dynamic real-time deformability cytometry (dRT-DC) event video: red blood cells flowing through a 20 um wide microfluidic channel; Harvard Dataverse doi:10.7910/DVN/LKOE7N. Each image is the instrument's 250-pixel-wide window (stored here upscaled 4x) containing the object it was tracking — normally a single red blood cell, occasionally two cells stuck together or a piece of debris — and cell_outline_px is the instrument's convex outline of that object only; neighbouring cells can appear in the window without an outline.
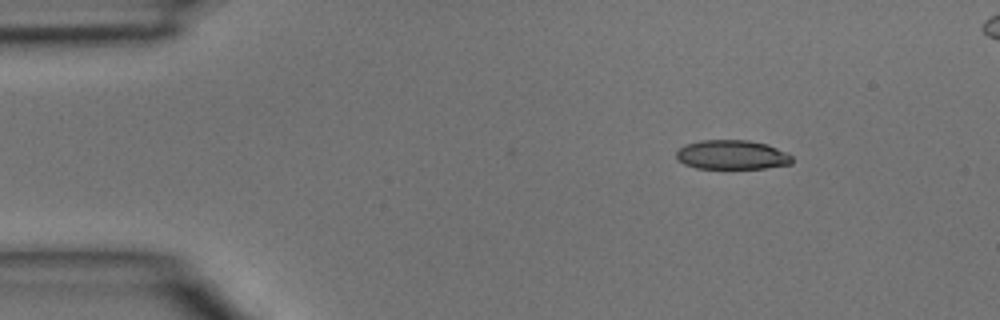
{"species": "common noctule bat (a hibernating species)", "species_latin": "Nyctalus noctula", "temperature_condition": "room temperature", "stored_images_in_passage": 3, "camera_frame_rate_fps": 3000, "um_per_image_px": 0.085, "animal": {"sex": "male", "body_mass_g": 15.6}, "frame": {"image": 1, "passage_image": 1, "time_ms": 0.0, "image_size_px": [1000, 320], "cell_outline_px": [[792, 164], [764, 168], [696, 168], [684, 164], [676, 160], [676, 152], [684, 144], [700, 140], [748, 140], [768, 144], [788, 152], [792, 156]], "centroid_in_image_um": [62.22, 13.15], "position_along_channel_um": 22.8, "area_um2": 20.0}}